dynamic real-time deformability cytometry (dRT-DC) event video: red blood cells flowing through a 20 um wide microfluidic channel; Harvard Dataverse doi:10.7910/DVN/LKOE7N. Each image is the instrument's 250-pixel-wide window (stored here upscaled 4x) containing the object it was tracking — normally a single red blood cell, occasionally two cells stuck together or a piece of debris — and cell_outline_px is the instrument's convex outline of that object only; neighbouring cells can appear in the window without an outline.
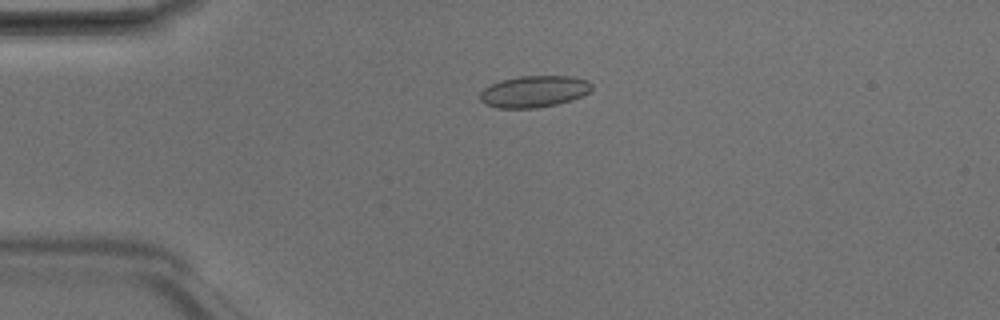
{"species": "Egyptian fruit bat (a non-hibernating species)", "species_latin": "Rousettus aegyptiacus", "temperature_condition": "room temperature", "stored_images_in_passage": 4, "camera_frame_rate_fps": 3000, "um_per_image_px": 0.085, "animal": {"sex": "male"}, "frame": {"image": 1, "passage_image": 3, "time_ms": 0.667, "image_size_px": [1000, 320], "cell_outline_px": [[592, 88], [588, 92], [572, 100], [556, 104], [536, 108], [496, 108], [484, 104], [480, 100], [480, 92], [484, 88], [500, 80], [520, 76], [572, 76], [588, 80], [592, 84]], "centroid_in_image_um": [45.38, 7.78], "position_along_channel_um": 39.6, "area_um2": 20.63}}